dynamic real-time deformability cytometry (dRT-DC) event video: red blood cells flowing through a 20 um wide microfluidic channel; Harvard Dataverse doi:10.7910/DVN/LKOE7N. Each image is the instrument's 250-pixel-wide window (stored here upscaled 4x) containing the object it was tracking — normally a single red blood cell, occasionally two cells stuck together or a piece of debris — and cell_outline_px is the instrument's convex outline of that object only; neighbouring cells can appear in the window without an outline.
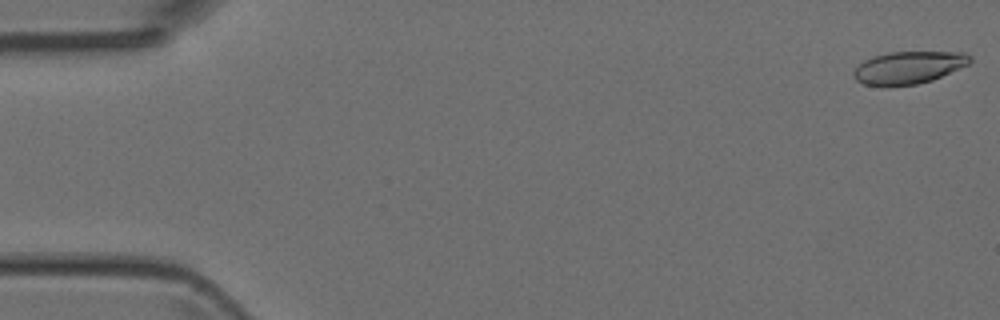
{"species": "Egyptian fruit bat (a non-hibernating species)", "species_latin": "Rousettus aegyptiacus", "temperature_condition": "room temperature", "stored_images_in_passage": 4, "camera_frame_rate_fps": 3000, "um_per_image_px": 0.085, "animal": {"sex": "female"}, "frame": {"image": 1, "passage_image": 1, "time_ms": 0.0, "image_size_px": [1000, 320], "cell_outline_px": [[972, 60], [968, 64], [932, 80], [916, 84], [864, 84], [856, 80], [852, 76], [852, 72], [864, 60], [872, 56], [888, 52], [964, 52], [972, 56]], "centroid_in_image_um": [77.24, 5.71], "position_along_channel_um": 7.8, "area_um2": 21.56}}
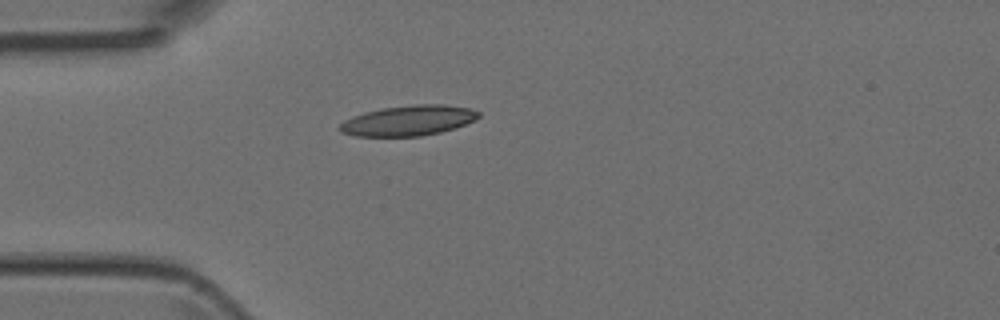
{"frame": {"image": 2, "passage_image": 4, "time_ms": 4.333, "image_size_px": [1000, 320], "cell_outline_px": [[480, 116], [476, 120], [456, 128], [440, 132], [420, 136], [356, 136], [340, 132], [340, 124], [344, 120], [352, 116], [364, 112], [380, 108], [416, 104], [444, 104], [468, 108], [480, 112]], "centroid_in_image_um": [34.72, 10.24], "position_along_channel_um": 50.3, "area_um2": 24.62}}